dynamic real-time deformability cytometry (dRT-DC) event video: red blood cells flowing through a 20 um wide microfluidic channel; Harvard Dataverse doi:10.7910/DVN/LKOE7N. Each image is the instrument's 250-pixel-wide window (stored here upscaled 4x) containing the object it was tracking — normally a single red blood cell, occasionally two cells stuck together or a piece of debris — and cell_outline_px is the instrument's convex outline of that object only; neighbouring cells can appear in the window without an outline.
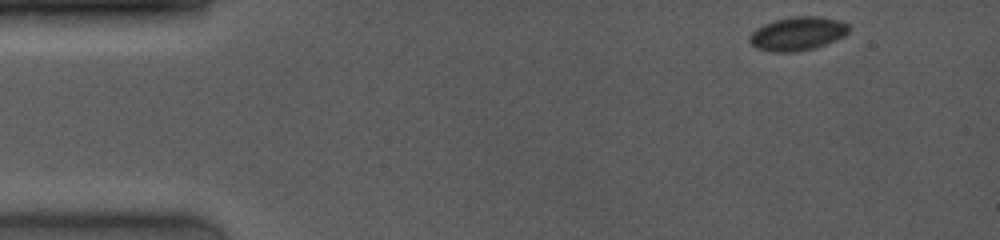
{"species": "common noctule bat (a hibernating species)", "species_latin": "Nyctalus noctula", "temperature_condition": "room temperature", "stored_images_in_passage": 5, "camera_frame_rate_fps": 4000, "um_per_image_px": 0.085, "animal": {"sex": "female", "body_mass_g": 19.0, "forearm_length_mm": 53.3}, "frame": {"image": 1, "passage_image": 1, "time_ms": 0.0, "image_size_px": [1000, 240], "cell_outline_px": [[848, 32], [844, 36], [836, 40], [812, 48], [792, 52], [772, 52], [756, 48], [748, 40], [748, 36], [756, 28], [764, 24], [776, 20], [792, 16], [820, 16], [840, 20], [848, 24]], "centroid_in_image_um": [67.77, 2.85], "position_along_channel_um": 17.2, "area_um2": 19.42}}
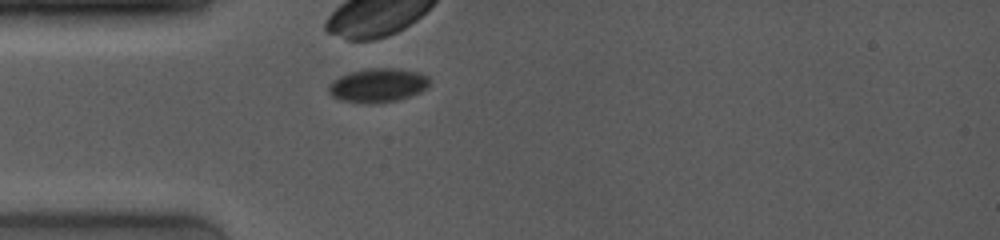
{"frame": {"image": 2, "passage_image": 5, "time_ms": 3.25, "image_size_px": [1000, 240], "cell_outline_px": [[432, 80], [428, 88], [420, 92], [396, 100], [372, 104], [364, 104], [340, 100], [332, 96], [328, 92], [328, 84], [332, 80], [340, 76], [364, 68], [396, 68], [416, 72], [428, 76]], "centroid_in_image_um": [32.11, 7.25], "position_along_channel_um": 52.9, "area_um2": 20.17}}